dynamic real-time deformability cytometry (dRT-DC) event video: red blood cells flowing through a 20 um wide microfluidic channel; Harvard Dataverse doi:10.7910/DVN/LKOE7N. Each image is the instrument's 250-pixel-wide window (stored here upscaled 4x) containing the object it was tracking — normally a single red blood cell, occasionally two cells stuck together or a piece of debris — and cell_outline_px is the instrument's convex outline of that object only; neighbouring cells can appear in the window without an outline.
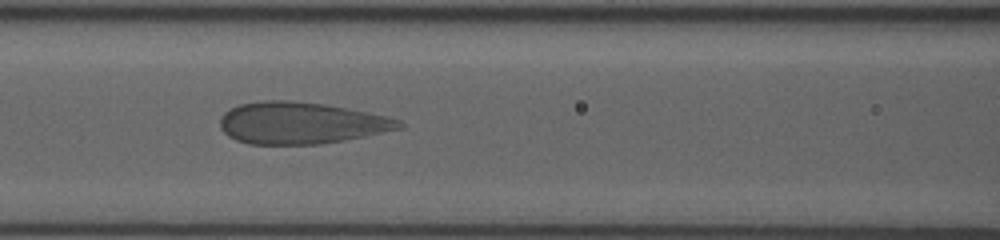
{"species": "human", "species_latin": "Homo sapiens", "temperature_condition": "room temperature", "stored_images_in_passage": 72, "camera_frame_rate_fps": 3000, "um_per_image_px": 0.085, "donor": {"sex": "female"}, "frame": {"image": 1, "passage_image": 15, "time_ms": 2.333, "image_size_px": [1000, 240], "cell_outline_px": [[404, 124], [400, 128], [340, 140], [316, 144], [248, 144], [236, 140], [228, 136], [220, 128], [220, 120], [224, 112], [240, 104], [260, 100], [292, 100], [324, 104], [384, 116], [400, 120]], "centroid_in_image_um": [25.48, 10.44], "position_along_channel_um": 141.1, "area_um2": 42.89}}
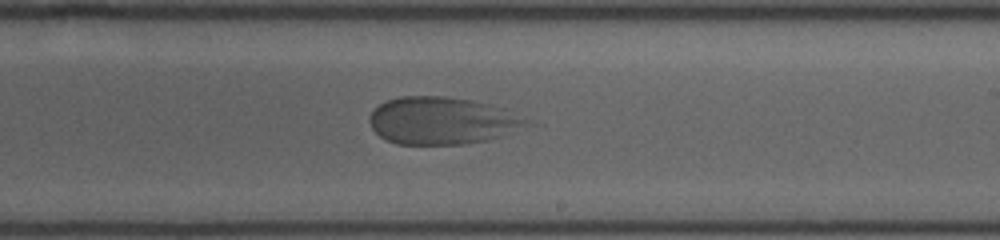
{"frame": {"image": 2, "passage_image": 32, "time_ms": 5.333, "image_size_px": [1000, 240], "cell_outline_px": [[524, 124], [488, 140], [464, 144], [396, 144], [384, 140], [372, 128], [372, 112], [380, 104], [388, 100], [400, 96], [444, 96], [472, 100], [504, 108], [524, 120]], "centroid_in_image_um": [37.46, 10.25], "position_along_channel_um": 251.5, "area_um2": 42.14}}
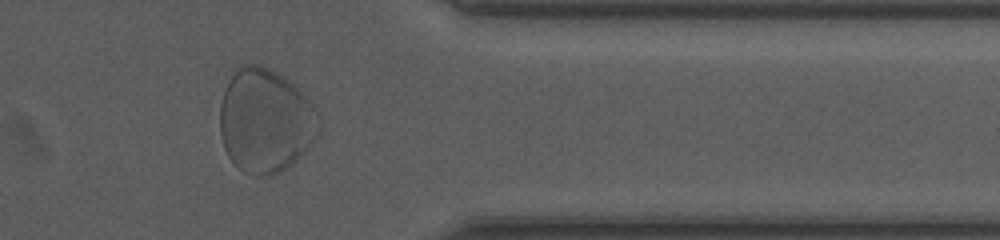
{"frame": {"image": 3, "passage_image": 53, "time_ms": 9.333, "image_size_px": [1000, 240], "cell_outline_px": [[308, 144], [296, 160], [280, 172], [272, 176], [256, 176], [244, 172], [228, 156], [224, 148], [220, 132], [220, 104], [224, 88], [236, 68], [240, 64], [256, 64], [268, 68], [276, 72], [292, 84], [304, 96]], "centroid_in_image_um": [22.29, 10.26], "position_along_channel_um": 389.1, "area_um2": 56.36}}